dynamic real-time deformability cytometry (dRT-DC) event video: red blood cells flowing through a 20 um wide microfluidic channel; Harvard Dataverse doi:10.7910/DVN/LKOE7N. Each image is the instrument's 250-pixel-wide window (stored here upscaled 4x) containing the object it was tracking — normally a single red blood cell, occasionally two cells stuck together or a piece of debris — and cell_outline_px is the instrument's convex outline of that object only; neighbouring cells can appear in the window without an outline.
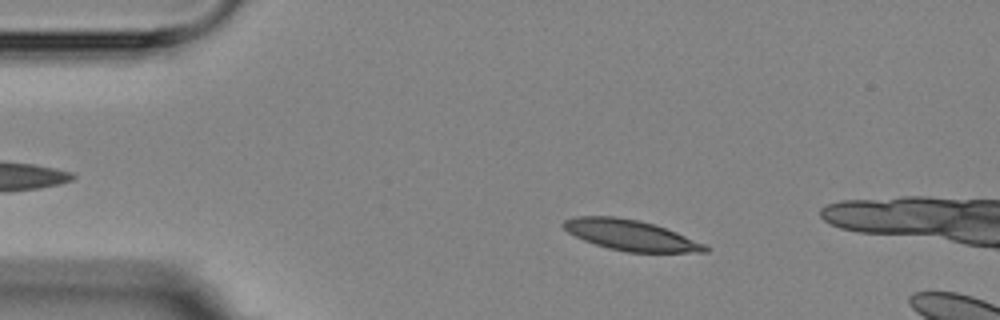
{"species": "Egyptian fruit bat (a non-hibernating species)", "species_latin": "Rousettus aegyptiacus", "temperature_condition": "room temperature", "stored_images_in_passage": 3, "camera_frame_rate_fps": 3000, "um_per_image_px": 0.085, "animal": {"sex": "female"}, "frame": {"image": 1, "passage_image": 2, "time_ms": 1.333, "image_size_px": [1000, 320], "cell_outline_px": [[708, 252], [628, 252], [608, 248], [584, 240], [568, 232], [560, 224], [564, 220], [576, 216], [616, 216], [640, 220], [676, 232], [704, 244], [708, 248]], "centroid_in_image_um": [53.56, 19.98], "position_along_channel_um": 31.4, "area_um2": 24.97}}